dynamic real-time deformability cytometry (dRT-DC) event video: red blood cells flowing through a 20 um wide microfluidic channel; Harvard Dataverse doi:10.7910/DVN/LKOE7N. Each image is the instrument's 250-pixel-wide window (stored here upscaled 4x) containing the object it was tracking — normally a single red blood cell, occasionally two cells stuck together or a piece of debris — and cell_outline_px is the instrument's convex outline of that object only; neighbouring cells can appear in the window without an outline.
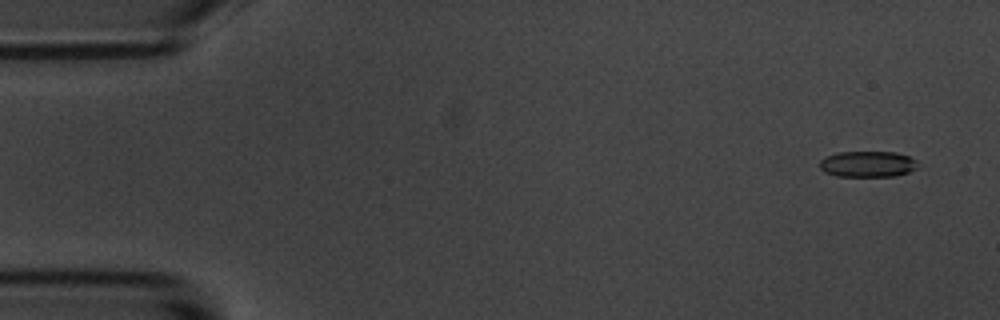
{"species": "common noctule bat (a hibernating species)", "species_latin": "Nyctalus noctula", "temperature_condition": "room temperature", "stored_images_in_passage": 6, "camera_frame_rate_fps": 3000, "um_per_image_px": 0.085, "animal": {"sex": "male", "body_mass_g": 20.1, "forearm_length_mm": 53.5}, "frame": {"image": 1, "passage_image": 1, "time_ms": 0.0, "image_size_px": [1000, 320], "cell_outline_px": [[916, 168], [908, 172], [896, 176], [836, 176], [824, 172], [820, 168], [820, 160], [836, 152], [896, 152], [908, 156], [916, 160]], "centroid_in_image_um": [73.73, 13.95], "position_along_channel_um": 11.3, "area_um2": 14.8}}
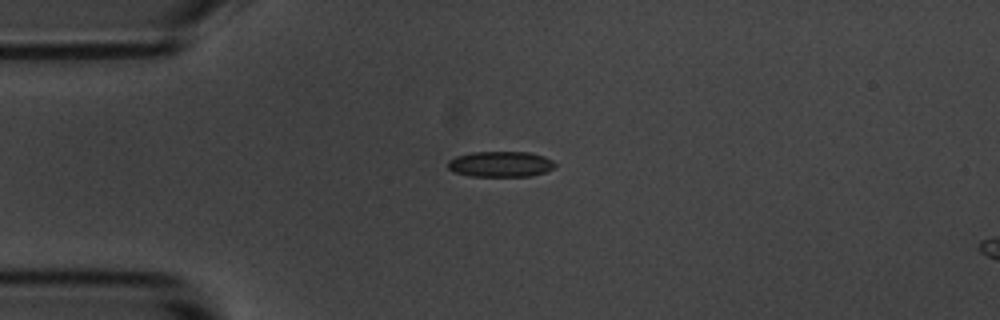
{"frame": {"image": 2, "passage_image": 3, "time_ms": 3.667, "image_size_px": [1000, 320], "cell_outline_px": [[556, 164], [552, 168], [544, 172], [532, 176], [468, 176], [456, 172], [448, 168], [448, 160], [456, 156], [472, 152], [528, 152], [544, 156], [552, 160]], "centroid_in_image_um": [42.53, 13.95], "position_along_channel_um": 42.5, "area_um2": 15.95}}
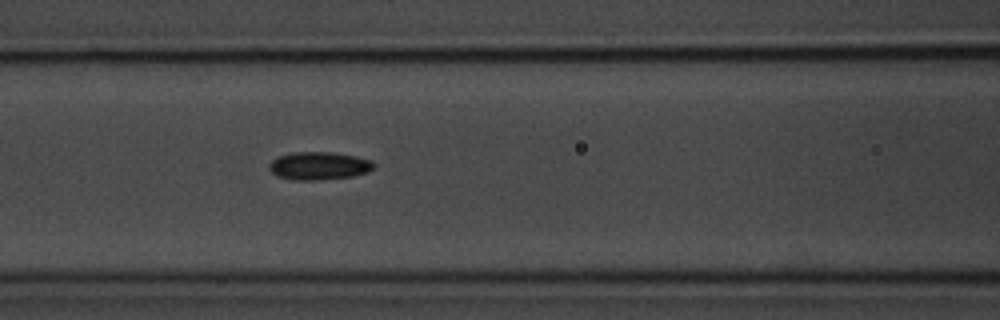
{"frame": {"image": 3, "passage_image": 6, "time_ms": 7.0, "image_size_px": [1000, 320], "cell_outline_px": [[376, 164], [368, 172], [352, 176], [316, 180], [292, 180], [276, 176], [268, 168], [268, 164], [276, 156], [292, 152], [332, 152], [356, 156], [372, 160]], "centroid_in_image_um": [27.08, 14.09], "position_along_channel_um": 139.5, "area_um2": 17.22}}